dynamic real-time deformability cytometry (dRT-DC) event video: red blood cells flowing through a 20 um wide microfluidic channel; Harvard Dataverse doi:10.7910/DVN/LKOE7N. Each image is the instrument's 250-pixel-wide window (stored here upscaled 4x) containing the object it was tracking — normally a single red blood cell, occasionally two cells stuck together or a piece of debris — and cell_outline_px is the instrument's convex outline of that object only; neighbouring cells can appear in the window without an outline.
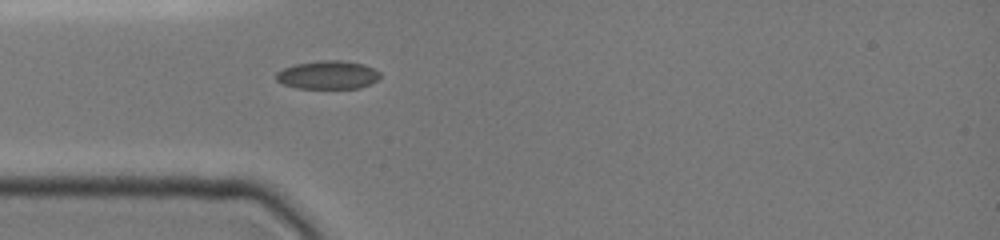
{"species": "common noctule bat (a hibernating species)", "species_latin": "Nyctalus noctula", "temperature_condition": "cold", "stored_images_in_passage": 1, "camera_frame_rate_fps": 3000, "um_per_image_px": 0.085, "animal": {"sex": "female", "body_mass_g": 19.0, "forearm_length_mm": 51.5}, "frame": {"image": 1, "passage_image": 1, "time_ms": 0.0, "image_size_px": [1000, 240], "cell_outline_px": [[380, 76], [376, 80], [360, 88], [296, 88], [284, 84], [276, 80], [276, 72], [292, 64], [324, 60], [344, 60], [364, 64], [380, 72]], "centroid_in_image_um": [27.84, 6.36], "position_along_channel_um": 57.2, "area_um2": 17.17}}